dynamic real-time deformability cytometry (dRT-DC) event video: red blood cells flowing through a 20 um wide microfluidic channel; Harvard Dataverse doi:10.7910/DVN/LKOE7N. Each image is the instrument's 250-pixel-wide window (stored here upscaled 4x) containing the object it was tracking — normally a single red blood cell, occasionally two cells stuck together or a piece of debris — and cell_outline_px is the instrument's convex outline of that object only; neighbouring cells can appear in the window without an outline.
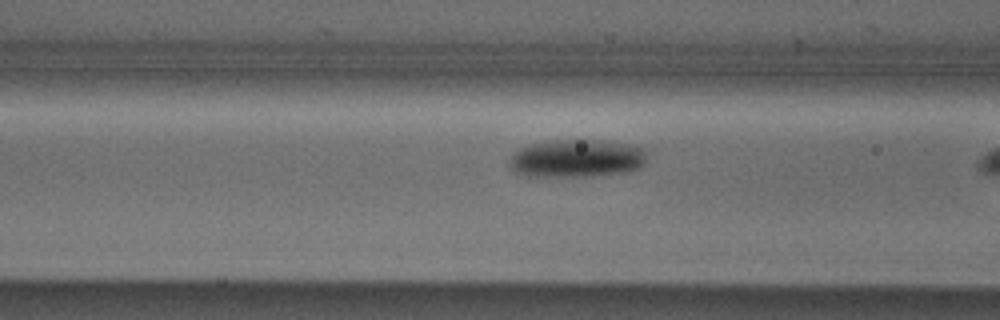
{"species": "Egyptian fruit bat (a non-hibernating species)", "species_latin": "Rousettus aegyptiacus", "temperature_condition": "cold", "stored_images_in_passage": 16, "camera_frame_rate_fps": 3000, "um_per_image_px": 0.085, "animal": {"sex": "male"}, "frame": {"image": 1, "passage_image": 14, "time_ms": 4.333, "image_size_px": [1000, 320], "cell_outline_px": [[644, 160], [636, 168], [624, 172], [588, 176], [528, 176], [516, 172], [508, 164], [508, 160], [520, 148], [528, 144], [548, 140], [604, 140], [644, 148]], "centroid_in_image_um": [48.93, 13.45], "position_along_channel_um": 117.7, "area_um2": 30.0}}